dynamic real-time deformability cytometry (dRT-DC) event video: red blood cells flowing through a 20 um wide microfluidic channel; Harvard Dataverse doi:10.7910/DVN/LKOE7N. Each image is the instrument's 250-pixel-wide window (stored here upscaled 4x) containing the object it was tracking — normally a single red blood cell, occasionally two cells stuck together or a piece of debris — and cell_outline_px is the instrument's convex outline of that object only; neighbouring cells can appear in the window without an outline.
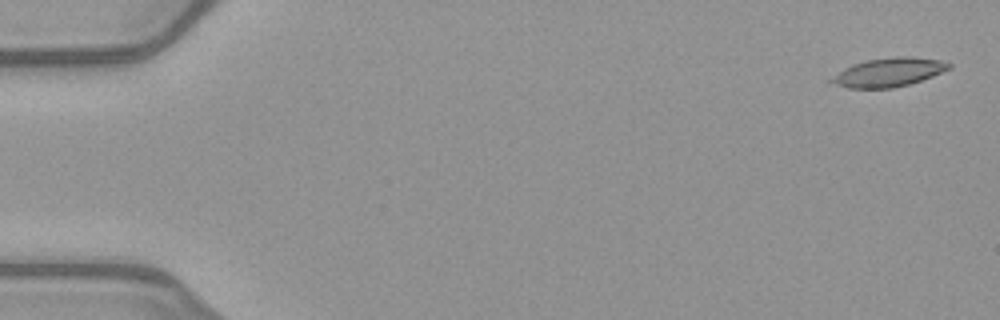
{"species": "common noctule bat (a hibernating species)", "species_latin": "Nyctalus noctula", "temperature_condition": "warm", "stored_images_in_passage": 13, "camera_frame_rate_fps": 3000, "um_per_image_px": 0.085, "animal": {"sex": "female", "body_mass_g": 21.9}, "frame": {"image": 1, "passage_image": 1, "time_ms": 0.0, "image_size_px": [1000, 320], "cell_outline_px": [[952, 68], [932, 76], [908, 84], [892, 88], [848, 88], [824, 80], [844, 68], [852, 64], [868, 60], [896, 56], [908, 56], [940, 60], [952, 64]], "centroid_in_image_um": [75.49, 6.14], "position_along_channel_um": 9.5, "area_um2": 19.71}}
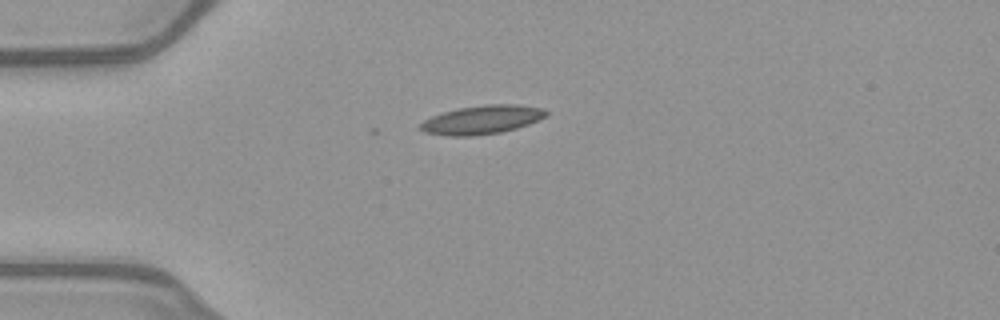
{"frame": {"image": 2, "passage_image": 13, "time_ms": 4.0, "image_size_px": [1000, 320], "cell_outline_px": [[548, 116], [540, 120], [516, 128], [500, 132], [472, 136], [448, 136], [424, 132], [416, 128], [424, 120], [432, 116], [456, 108], [484, 104], [516, 104], [544, 108], [548, 112]], "centroid_in_image_um": [40.97, 10.17], "position_along_channel_um": 44.0, "area_um2": 21.27}}